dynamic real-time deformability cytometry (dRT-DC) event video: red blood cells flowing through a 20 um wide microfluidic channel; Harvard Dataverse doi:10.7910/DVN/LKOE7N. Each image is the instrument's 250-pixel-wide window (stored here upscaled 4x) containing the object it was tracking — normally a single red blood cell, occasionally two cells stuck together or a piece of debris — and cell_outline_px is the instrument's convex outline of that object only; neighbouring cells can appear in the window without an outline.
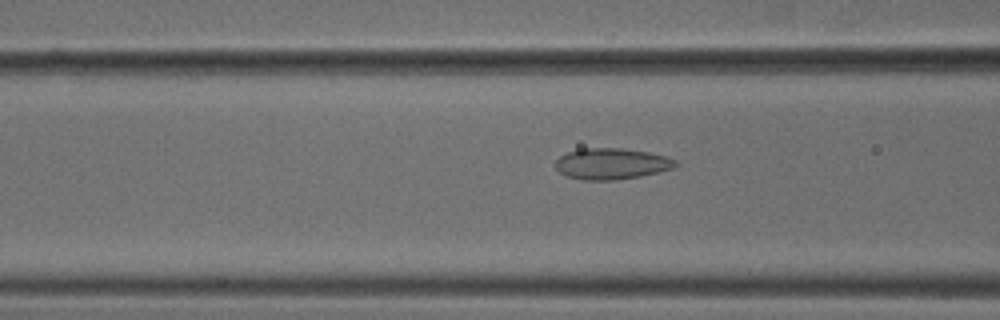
{"species": "common noctule bat (a hibernating species)", "species_latin": "Nyctalus noctula", "temperature_condition": "cold", "stored_images_in_passage": 47, "camera_frame_rate_fps": 3000, "um_per_image_px": 0.085, "animal": {"sex": "male", "body_mass_g": 18.8}, "frame": {"image": 1, "passage_image": 15, "time_ms": 4.667, "image_size_px": [1000, 320], "cell_outline_px": [[680, 164], [676, 168], [660, 172], [640, 176], [616, 180], [580, 180], [568, 176], [560, 172], [556, 168], [556, 160], [560, 156], [568, 152], [580, 148], [624, 148], [648, 152], [668, 156], [676, 160]], "centroid_in_image_um": [52.04, 13.92], "position_along_channel_um": 114.6, "area_um2": 22.08}}
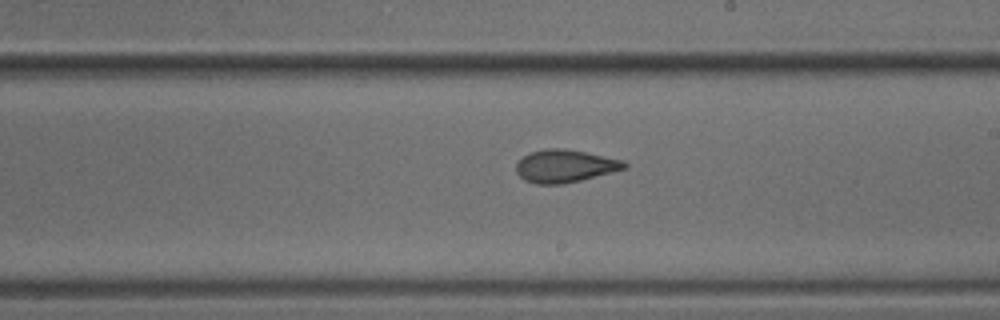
{"frame": {"image": 2, "passage_image": 25, "time_ms": 8.0, "image_size_px": [1000, 320], "cell_outline_px": [[628, 168], [580, 180], [560, 184], [536, 184], [524, 180], [516, 172], [516, 160], [528, 152], [544, 148], [564, 148], [624, 160], [628, 164]], "centroid_in_image_um": [47.98, 14.1], "position_along_channel_um": 241.0, "area_um2": 20.81}}
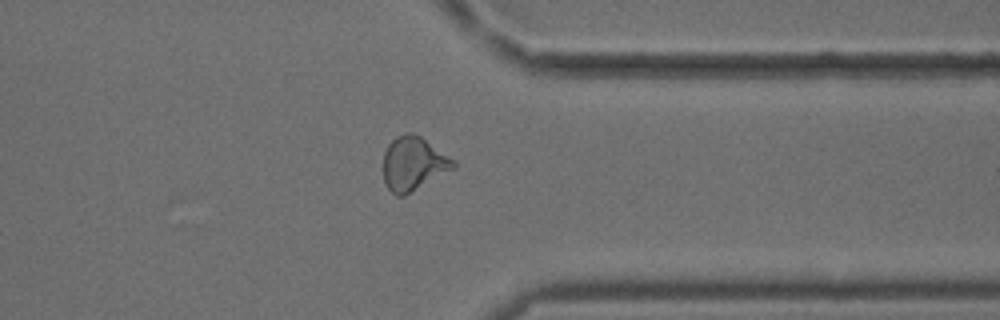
{"frame": {"image": 3, "passage_image": 36, "time_ms": 11.667, "image_size_px": [1000, 320], "cell_outline_px": [[456, 168], [404, 196], [396, 196], [384, 184], [384, 152], [388, 144], [396, 136], [408, 132], [412, 132], [420, 136], [456, 160]], "centroid_in_image_um": [35.15, 13.91], "position_along_channel_um": 376.2, "area_um2": 22.14}, "authors_computed_cell_mechanics": {"area_um2": 21.3282, "velocity_mm_per_s": 3.7751, "shape_relaxation_time_tau1_ms": 4.6299, "shape_relaxation_time_tau2_ms": 1.5264, "deformation_change_tau1": 0.1135, "deformation_change_tau2": 0.076}}